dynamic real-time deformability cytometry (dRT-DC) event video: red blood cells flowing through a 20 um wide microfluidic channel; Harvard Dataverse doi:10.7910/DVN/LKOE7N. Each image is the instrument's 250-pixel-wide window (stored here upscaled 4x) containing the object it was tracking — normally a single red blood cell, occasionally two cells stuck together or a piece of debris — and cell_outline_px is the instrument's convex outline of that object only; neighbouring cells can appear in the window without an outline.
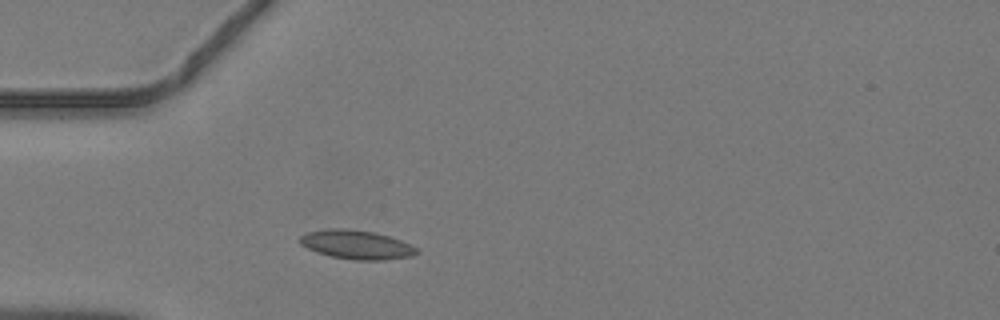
{"species": "common noctule bat (a hibernating species)", "species_latin": "Nyctalus noctula", "temperature_condition": "warm", "stored_images_in_passage": 33, "camera_frame_rate_fps": 3000, "um_per_image_px": 0.085, "animal": {"sex": "male", "body_mass_g": 19.2, "forearm_length_mm": 51.8}, "frame": {"image": 1, "passage_image": 1, "time_ms": 0.0, "image_size_px": [1000, 320], "cell_outline_px": [[420, 252], [412, 256], [384, 260], [356, 260], [332, 256], [316, 252], [300, 244], [300, 236], [308, 232], [328, 228], [344, 228], [376, 232], [400, 240], [416, 248]], "centroid_in_image_um": [30.3, 20.79], "position_along_channel_um": 54.7, "area_um2": 19.59}}
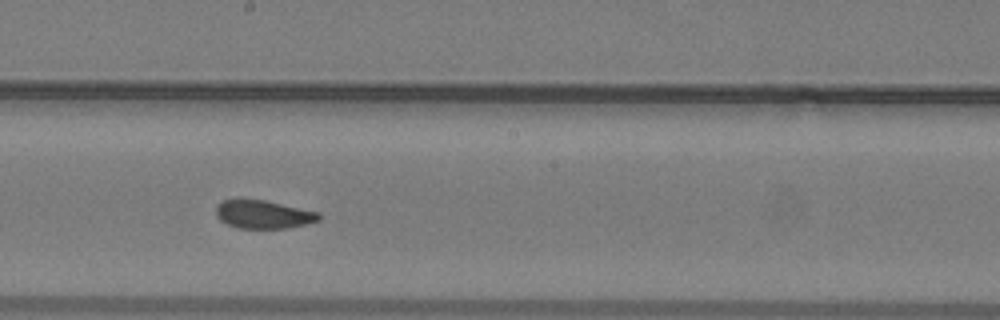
{"frame": {"image": 2, "passage_image": 13, "time_ms": 4.0, "image_size_px": [1000, 320], "cell_outline_px": [[320, 220], [288, 228], [240, 228], [228, 224], [220, 220], [216, 216], [216, 204], [224, 200], [236, 196], [264, 200], [320, 212]], "centroid_in_image_um": [22.33, 18.18], "position_along_channel_um": 225.9, "area_um2": 17.34}}
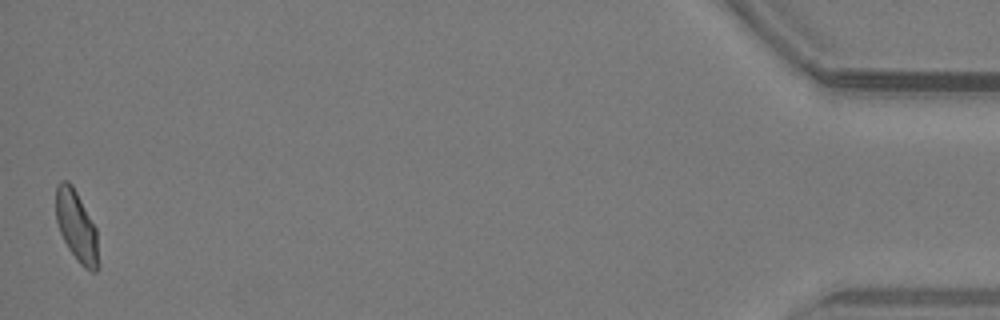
{"frame": {"image": 3, "passage_image": 33, "time_ms": 10.667, "image_size_px": [1000, 320], "cell_outline_px": [[100, 264], [96, 272], [92, 272], [84, 268], [76, 260], [68, 248], [60, 232], [56, 220], [56, 184], [60, 180], [68, 180], [72, 184], [96, 228]], "centroid_in_image_um": [6.52, 19.26], "position_along_channel_um": 428.7, "area_um2": 17.8}}